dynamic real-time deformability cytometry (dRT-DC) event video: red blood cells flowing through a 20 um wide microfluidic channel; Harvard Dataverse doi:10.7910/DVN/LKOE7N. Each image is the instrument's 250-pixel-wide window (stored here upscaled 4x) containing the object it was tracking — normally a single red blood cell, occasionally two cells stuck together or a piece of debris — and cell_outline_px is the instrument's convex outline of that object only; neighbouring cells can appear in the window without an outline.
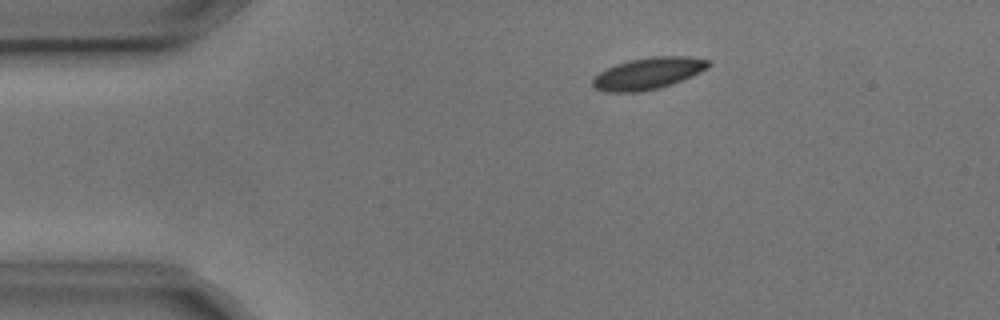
{"species": "common noctule bat (a hibernating species)", "species_latin": "Nyctalus noctula", "temperature_condition": "cold", "stored_images_in_passage": 4, "camera_frame_rate_fps": 3000, "um_per_image_px": 0.085, "animal": {"sex": "male", "body_mass_g": 17.9, "forearm_length_mm": 54.2}, "frame": {"image": 1, "passage_image": 3, "time_ms": 0.667, "image_size_px": [1000, 320], "cell_outline_px": [[712, 64], [708, 68], [692, 76], [672, 84], [660, 88], [636, 92], [604, 92], [596, 88], [592, 84], [592, 80], [600, 72], [616, 64], [628, 60], [652, 56], [688, 56], [712, 60]], "centroid_in_image_um": [55.14, 6.23], "position_along_channel_um": 29.9, "area_um2": 21.5}}